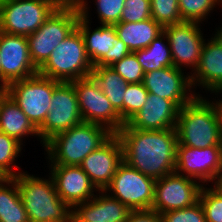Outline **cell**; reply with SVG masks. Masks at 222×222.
Instances as JSON below:
<instances>
[{"instance_id":"obj_1","label":"cell","mask_w":222,"mask_h":222,"mask_svg":"<svg viewBox=\"0 0 222 222\" xmlns=\"http://www.w3.org/2000/svg\"><path fill=\"white\" fill-rule=\"evenodd\" d=\"M116 135L123 148V161L154 180L175 172L176 129L139 130L125 124Z\"/></svg>"},{"instance_id":"obj_2","label":"cell","mask_w":222,"mask_h":222,"mask_svg":"<svg viewBox=\"0 0 222 222\" xmlns=\"http://www.w3.org/2000/svg\"><path fill=\"white\" fill-rule=\"evenodd\" d=\"M212 100L196 96L179 109L175 129L181 145L192 148L222 145V118Z\"/></svg>"},{"instance_id":"obj_3","label":"cell","mask_w":222,"mask_h":222,"mask_svg":"<svg viewBox=\"0 0 222 222\" xmlns=\"http://www.w3.org/2000/svg\"><path fill=\"white\" fill-rule=\"evenodd\" d=\"M37 177L21 172L16 184L30 222H72V208L57 194L50 174Z\"/></svg>"},{"instance_id":"obj_4","label":"cell","mask_w":222,"mask_h":222,"mask_svg":"<svg viewBox=\"0 0 222 222\" xmlns=\"http://www.w3.org/2000/svg\"><path fill=\"white\" fill-rule=\"evenodd\" d=\"M113 133L105 126L82 122L63 131L44 144L49 164L79 166L83 159L103 144Z\"/></svg>"},{"instance_id":"obj_5","label":"cell","mask_w":222,"mask_h":222,"mask_svg":"<svg viewBox=\"0 0 222 222\" xmlns=\"http://www.w3.org/2000/svg\"><path fill=\"white\" fill-rule=\"evenodd\" d=\"M87 2L82 0L77 5L80 16L76 26L83 37L86 54L93 67L111 66L129 55L131 51L119 39L114 25L101 24L94 30L91 29L90 7Z\"/></svg>"},{"instance_id":"obj_6","label":"cell","mask_w":222,"mask_h":222,"mask_svg":"<svg viewBox=\"0 0 222 222\" xmlns=\"http://www.w3.org/2000/svg\"><path fill=\"white\" fill-rule=\"evenodd\" d=\"M90 62L83 37L76 27L38 69V74L60 82H71L90 76Z\"/></svg>"},{"instance_id":"obj_7","label":"cell","mask_w":222,"mask_h":222,"mask_svg":"<svg viewBox=\"0 0 222 222\" xmlns=\"http://www.w3.org/2000/svg\"><path fill=\"white\" fill-rule=\"evenodd\" d=\"M79 16L77 5L61 4L39 29L27 36L31 61L37 69L76 28Z\"/></svg>"},{"instance_id":"obj_8","label":"cell","mask_w":222,"mask_h":222,"mask_svg":"<svg viewBox=\"0 0 222 222\" xmlns=\"http://www.w3.org/2000/svg\"><path fill=\"white\" fill-rule=\"evenodd\" d=\"M60 5L59 0H1L0 31L27 37Z\"/></svg>"},{"instance_id":"obj_9","label":"cell","mask_w":222,"mask_h":222,"mask_svg":"<svg viewBox=\"0 0 222 222\" xmlns=\"http://www.w3.org/2000/svg\"><path fill=\"white\" fill-rule=\"evenodd\" d=\"M59 83L60 81L36 74L10 83L6 87V93L38 129L50 110L54 88Z\"/></svg>"},{"instance_id":"obj_10","label":"cell","mask_w":222,"mask_h":222,"mask_svg":"<svg viewBox=\"0 0 222 222\" xmlns=\"http://www.w3.org/2000/svg\"><path fill=\"white\" fill-rule=\"evenodd\" d=\"M155 182L123 161L104 191L130 210H149L154 202Z\"/></svg>"},{"instance_id":"obj_11","label":"cell","mask_w":222,"mask_h":222,"mask_svg":"<svg viewBox=\"0 0 222 222\" xmlns=\"http://www.w3.org/2000/svg\"><path fill=\"white\" fill-rule=\"evenodd\" d=\"M83 122L76 90L71 82H60L51 99L50 110L38 128L39 141L44 144L53 136Z\"/></svg>"},{"instance_id":"obj_12","label":"cell","mask_w":222,"mask_h":222,"mask_svg":"<svg viewBox=\"0 0 222 222\" xmlns=\"http://www.w3.org/2000/svg\"><path fill=\"white\" fill-rule=\"evenodd\" d=\"M71 83L76 90L83 122L105 126L113 134L125 125L120 114L90 76Z\"/></svg>"},{"instance_id":"obj_13","label":"cell","mask_w":222,"mask_h":222,"mask_svg":"<svg viewBox=\"0 0 222 222\" xmlns=\"http://www.w3.org/2000/svg\"><path fill=\"white\" fill-rule=\"evenodd\" d=\"M221 171L222 145L192 148L177 143L175 172L178 174L209 186L207 183H216Z\"/></svg>"},{"instance_id":"obj_14","label":"cell","mask_w":222,"mask_h":222,"mask_svg":"<svg viewBox=\"0 0 222 222\" xmlns=\"http://www.w3.org/2000/svg\"><path fill=\"white\" fill-rule=\"evenodd\" d=\"M202 186L195 179L170 173L155 182L152 210L163 214L193 206L198 202Z\"/></svg>"},{"instance_id":"obj_15","label":"cell","mask_w":222,"mask_h":222,"mask_svg":"<svg viewBox=\"0 0 222 222\" xmlns=\"http://www.w3.org/2000/svg\"><path fill=\"white\" fill-rule=\"evenodd\" d=\"M200 25L182 22L163 27L170 45L173 66L181 70L189 67L190 75L199 65L202 46L206 40Z\"/></svg>"},{"instance_id":"obj_16","label":"cell","mask_w":222,"mask_h":222,"mask_svg":"<svg viewBox=\"0 0 222 222\" xmlns=\"http://www.w3.org/2000/svg\"><path fill=\"white\" fill-rule=\"evenodd\" d=\"M1 86L38 74L31 61L26 36L12 35L0 31Z\"/></svg>"},{"instance_id":"obj_17","label":"cell","mask_w":222,"mask_h":222,"mask_svg":"<svg viewBox=\"0 0 222 222\" xmlns=\"http://www.w3.org/2000/svg\"><path fill=\"white\" fill-rule=\"evenodd\" d=\"M174 66L144 73L143 85L148 93L169 99L179 109L201 94L193 91L191 75ZM192 90V91H191Z\"/></svg>"},{"instance_id":"obj_18","label":"cell","mask_w":222,"mask_h":222,"mask_svg":"<svg viewBox=\"0 0 222 222\" xmlns=\"http://www.w3.org/2000/svg\"><path fill=\"white\" fill-rule=\"evenodd\" d=\"M123 162V148L119 137L112 134L79 165L98 190H104Z\"/></svg>"},{"instance_id":"obj_19","label":"cell","mask_w":222,"mask_h":222,"mask_svg":"<svg viewBox=\"0 0 222 222\" xmlns=\"http://www.w3.org/2000/svg\"><path fill=\"white\" fill-rule=\"evenodd\" d=\"M49 174L53 179L59 197L71 208L92 199L99 190L80 166L49 165Z\"/></svg>"},{"instance_id":"obj_20","label":"cell","mask_w":222,"mask_h":222,"mask_svg":"<svg viewBox=\"0 0 222 222\" xmlns=\"http://www.w3.org/2000/svg\"><path fill=\"white\" fill-rule=\"evenodd\" d=\"M130 209L104 190L72 208V222H126Z\"/></svg>"},{"instance_id":"obj_21","label":"cell","mask_w":222,"mask_h":222,"mask_svg":"<svg viewBox=\"0 0 222 222\" xmlns=\"http://www.w3.org/2000/svg\"><path fill=\"white\" fill-rule=\"evenodd\" d=\"M179 108L169 99L148 93L141 110L126 124L139 130H165L176 128Z\"/></svg>"},{"instance_id":"obj_22","label":"cell","mask_w":222,"mask_h":222,"mask_svg":"<svg viewBox=\"0 0 222 222\" xmlns=\"http://www.w3.org/2000/svg\"><path fill=\"white\" fill-rule=\"evenodd\" d=\"M208 39L202 46L199 65L191 75L193 91L198 86L206 94L222 88V47Z\"/></svg>"},{"instance_id":"obj_23","label":"cell","mask_w":222,"mask_h":222,"mask_svg":"<svg viewBox=\"0 0 222 222\" xmlns=\"http://www.w3.org/2000/svg\"><path fill=\"white\" fill-rule=\"evenodd\" d=\"M0 132L15 138L22 145L29 135L39 138L38 129L7 93L0 99Z\"/></svg>"},{"instance_id":"obj_24","label":"cell","mask_w":222,"mask_h":222,"mask_svg":"<svg viewBox=\"0 0 222 222\" xmlns=\"http://www.w3.org/2000/svg\"><path fill=\"white\" fill-rule=\"evenodd\" d=\"M114 27L119 39L131 52L145 49L163 32V27L153 18L140 22H119Z\"/></svg>"},{"instance_id":"obj_25","label":"cell","mask_w":222,"mask_h":222,"mask_svg":"<svg viewBox=\"0 0 222 222\" xmlns=\"http://www.w3.org/2000/svg\"><path fill=\"white\" fill-rule=\"evenodd\" d=\"M90 77L106 95L123 120V99L127 83L111 66L93 67Z\"/></svg>"},{"instance_id":"obj_26","label":"cell","mask_w":222,"mask_h":222,"mask_svg":"<svg viewBox=\"0 0 222 222\" xmlns=\"http://www.w3.org/2000/svg\"><path fill=\"white\" fill-rule=\"evenodd\" d=\"M0 222H30L13 177L0 181Z\"/></svg>"},{"instance_id":"obj_27","label":"cell","mask_w":222,"mask_h":222,"mask_svg":"<svg viewBox=\"0 0 222 222\" xmlns=\"http://www.w3.org/2000/svg\"><path fill=\"white\" fill-rule=\"evenodd\" d=\"M133 53L136 55L144 73L173 66L170 45L164 31L148 47Z\"/></svg>"},{"instance_id":"obj_28","label":"cell","mask_w":222,"mask_h":222,"mask_svg":"<svg viewBox=\"0 0 222 222\" xmlns=\"http://www.w3.org/2000/svg\"><path fill=\"white\" fill-rule=\"evenodd\" d=\"M23 146L15 138L0 132V174L3 177H16L23 171L15 163L21 156Z\"/></svg>"},{"instance_id":"obj_29","label":"cell","mask_w":222,"mask_h":222,"mask_svg":"<svg viewBox=\"0 0 222 222\" xmlns=\"http://www.w3.org/2000/svg\"><path fill=\"white\" fill-rule=\"evenodd\" d=\"M183 22L202 23L213 12L221 0H178Z\"/></svg>"},{"instance_id":"obj_30","label":"cell","mask_w":222,"mask_h":222,"mask_svg":"<svg viewBox=\"0 0 222 222\" xmlns=\"http://www.w3.org/2000/svg\"><path fill=\"white\" fill-rule=\"evenodd\" d=\"M198 201L200 202L206 222H222V191L214 184L210 188L203 185Z\"/></svg>"},{"instance_id":"obj_31","label":"cell","mask_w":222,"mask_h":222,"mask_svg":"<svg viewBox=\"0 0 222 222\" xmlns=\"http://www.w3.org/2000/svg\"><path fill=\"white\" fill-rule=\"evenodd\" d=\"M151 17L162 27L183 22L178 0H151Z\"/></svg>"},{"instance_id":"obj_32","label":"cell","mask_w":222,"mask_h":222,"mask_svg":"<svg viewBox=\"0 0 222 222\" xmlns=\"http://www.w3.org/2000/svg\"><path fill=\"white\" fill-rule=\"evenodd\" d=\"M147 97L148 91L143 83L127 84L123 99V122L125 124L141 110Z\"/></svg>"},{"instance_id":"obj_33","label":"cell","mask_w":222,"mask_h":222,"mask_svg":"<svg viewBox=\"0 0 222 222\" xmlns=\"http://www.w3.org/2000/svg\"><path fill=\"white\" fill-rule=\"evenodd\" d=\"M111 68L114 69L127 84L143 83L144 72L133 52L112 64Z\"/></svg>"},{"instance_id":"obj_34","label":"cell","mask_w":222,"mask_h":222,"mask_svg":"<svg viewBox=\"0 0 222 222\" xmlns=\"http://www.w3.org/2000/svg\"><path fill=\"white\" fill-rule=\"evenodd\" d=\"M100 24L114 25L120 22L125 0H94Z\"/></svg>"},{"instance_id":"obj_35","label":"cell","mask_w":222,"mask_h":222,"mask_svg":"<svg viewBox=\"0 0 222 222\" xmlns=\"http://www.w3.org/2000/svg\"><path fill=\"white\" fill-rule=\"evenodd\" d=\"M151 17V0H125L120 22H140Z\"/></svg>"},{"instance_id":"obj_36","label":"cell","mask_w":222,"mask_h":222,"mask_svg":"<svg viewBox=\"0 0 222 222\" xmlns=\"http://www.w3.org/2000/svg\"><path fill=\"white\" fill-rule=\"evenodd\" d=\"M163 222H206L200 202L193 206L161 214Z\"/></svg>"},{"instance_id":"obj_37","label":"cell","mask_w":222,"mask_h":222,"mask_svg":"<svg viewBox=\"0 0 222 222\" xmlns=\"http://www.w3.org/2000/svg\"><path fill=\"white\" fill-rule=\"evenodd\" d=\"M126 222H163L162 215L155 210H131Z\"/></svg>"},{"instance_id":"obj_38","label":"cell","mask_w":222,"mask_h":222,"mask_svg":"<svg viewBox=\"0 0 222 222\" xmlns=\"http://www.w3.org/2000/svg\"><path fill=\"white\" fill-rule=\"evenodd\" d=\"M221 25L220 27H218V29L216 28L215 33L212 34L213 36L211 37L214 43L217 44L219 47H222V26Z\"/></svg>"},{"instance_id":"obj_39","label":"cell","mask_w":222,"mask_h":222,"mask_svg":"<svg viewBox=\"0 0 222 222\" xmlns=\"http://www.w3.org/2000/svg\"><path fill=\"white\" fill-rule=\"evenodd\" d=\"M215 93V95H216V97L218 98V96L222 93V88L221 89H219V90H217L216 92H214ZM218 95V96H217ZM221 99V100H220ZM220 99H214L215 100V102L217 103V106H218V108H219V111H220V114H221V118H222V98H221V96H220ZM219 100V101H218Z\"/></svg>"},{"instance_id":"obj_40","label":"cell","mask_w":222,"mask_h":222,"mask_svg":"<svg viewBox=\"0 0 222 222\" xmlns=\"http://www.w3.org/2000/svg\"><path fill=\"white\" fill-rule=\"evenodd\" d=\"M61 4L78 5L82 0H59Z\"/></svg>"},{"instance_id":"obj_41","label":"cell","mask_w":222,"mask_h":222,"mask_svg":"<svg viewBox=\"0 0 222 222\" xmlns=\"http://www.w3.org/2000/svg\"><path fill=\"white\" fill-rule=\"evenodd\" d=\"M214 185L217 186L222 191V171Z\"/></svg>"},{"instance_id":"obj_42","label":"cell","mask_w":222,"mask_h":222,"mask_svg":"<svg viewBox=\"0 0 222 222\" xmlns=\"http://www.w3.org/2000/svg\"><path fill=\"white\" fill-rule=\"evenodd\" d=\"M5 93H6V88L0 86V99H1V97H2Z\"/></svg>"},{"instance_id":"obj_43","label":"cell","mask_w":222,"mask_h":222,"mask_svg":"<svg viewBox=\"0 0 222 222\" xmlns=\"http://www.w3.org/2000/svg\"><path fill=\"white\" fill-rule=\"evenodd\" d=\"M0 60H1V57H0ZM0 86H1V66H0Z\"/></svg>"},{"instance_id":"obj_44","label":"cell","mask_w":222,"mask_h":222,"mask_svg":"<svg viewBox=\"0 0 222 222\" xmlns=\"http://www.w3.org/2000/svg\"><path fill=\"white\" fill-rule=\"evenodd\" d=\"M4 177L0 174V181L3 179Z\"/></svg>"}]
</instances>
